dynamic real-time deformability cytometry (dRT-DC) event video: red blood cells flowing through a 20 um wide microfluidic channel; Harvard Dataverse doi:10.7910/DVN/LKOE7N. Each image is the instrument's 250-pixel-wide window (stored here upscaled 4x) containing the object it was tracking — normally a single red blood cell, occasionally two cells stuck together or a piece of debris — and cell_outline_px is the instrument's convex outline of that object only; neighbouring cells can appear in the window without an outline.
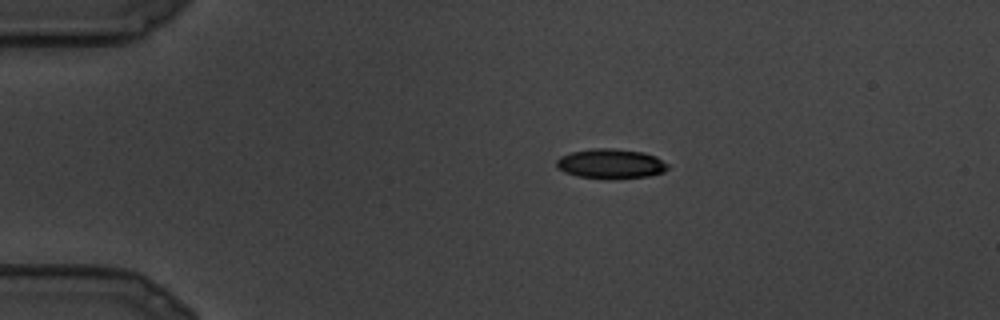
{"species": "common noctule bat (a hibernating species)", "species_latin": "Nyctalus noctula", "temperature_condition": "cold", "stored_images_in_passage": 12, "camera_frame_rate_fps": 3000, "um_per_image_px": 0.085, "animal": {"sex": "male", "body_mass_g": 19.5, "forearm_length_mm": 54.6}, "frame": {"image": 1, "passage_image": 1, "time_ms": 0.0, "image_size_px": [1000, 320], "cell_outline_px": [[668, 168], [664, 172], [648, 176], [580, 176], [564, 172], [556, 164], [556, 160], [560, 156], [572, 152], [596, 148], [612, 148], [644, 152], [656, 156], [668, 164]], "centroid_in_image_um": [51.94, 13.86], "position_along_channel_um": 33.1, "area_um2": 18.38}}
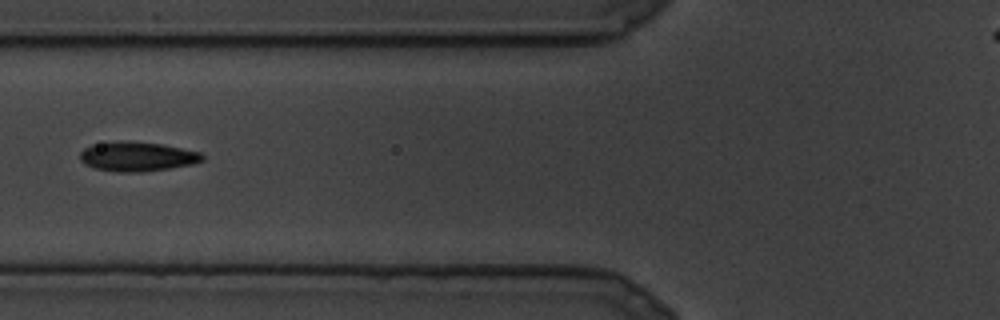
{"frame": {"image": 2, "passage_image": 6, "time_ms": 1.667, "image_size_px": [1000, 320], "cell_outline_px": [[204, 160], [192, 164], [168, 168], [140, 172], [116, 172], [96, 168], [84, 164], [80, 160], [80, 152], [84, 148], [92, 144], [116, 140], [128, 140], [164, 144], [200, 152], [204, 156]], "centroid_in_image_um": [11.64, 13.28], "position_along_channel_um": 114.2, "area_um2": 21.27}}
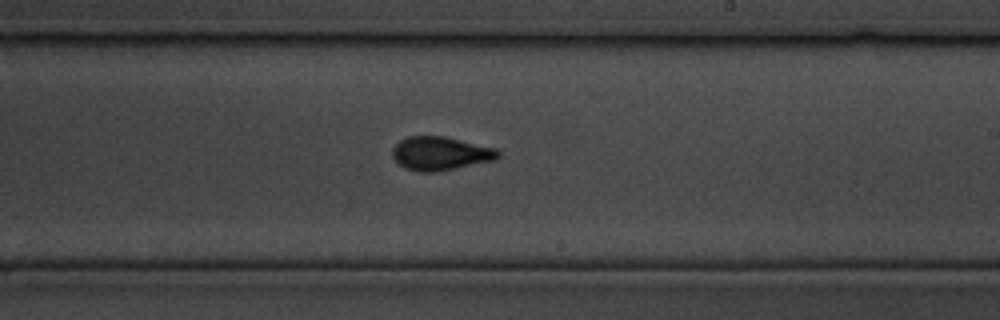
{"frame": {"image": 3, "passage_image": 12, "time_ms": 3.667, "image_size_px": [1000, 320], "cell_outline_px": [[500, 156], [492, 160], [436, 172], [420, 172], [404, 168], [392, 156], [392, 148], [400, 140], [408, 136], [444, 136], [496, 148], [500, 152]], "centroid_in_image_um": [37.4, 13.04], "position_along_channel_um": 251.6, "area_um2": 20.52}}